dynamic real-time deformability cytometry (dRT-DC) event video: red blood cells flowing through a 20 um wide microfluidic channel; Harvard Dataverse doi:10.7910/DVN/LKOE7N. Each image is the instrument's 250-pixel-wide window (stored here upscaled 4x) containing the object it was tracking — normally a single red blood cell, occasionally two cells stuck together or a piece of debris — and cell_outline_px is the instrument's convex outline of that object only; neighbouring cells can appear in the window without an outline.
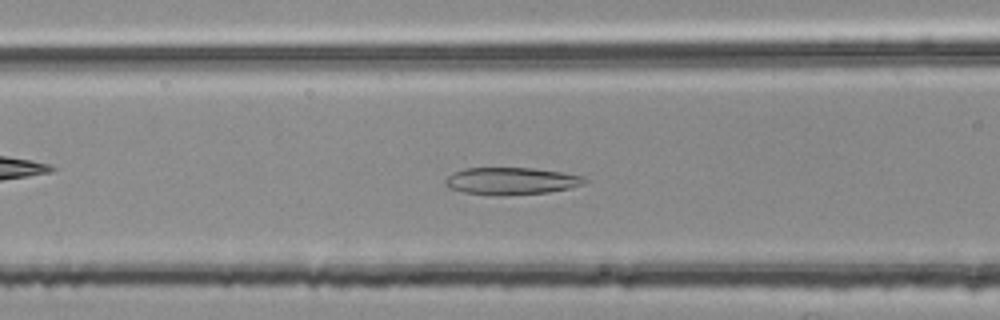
{"species": "common noctule bat (a hibernating species)", "species_latin": "Nyctalus noctula", "temperature_condition": "room temperature", "stored_images_in_passage": 39, "camera_frame_rate_fps": 3000, "um_per_image_px": 0.085, "animal": {"sex": "female", "body_mass_g": 25.1}, "frame": {"image": 1, "passage_image": 9, "time_ms": 2.667, "image_size_px": [1000, 320], "cell_outline_px": [[588, 180], [584, 184], [572, 188], [548, 192], [500, 196], [496, 196], [464, 192], [452, 188], [444, 184], [444, 180], [452, 172], [464, 168], [532, 168], [560, 172], [584, 176]], "centroid_in_image_um": [43.46, 15.39], "position_along_channel_um": 123.1, "area_um2": 22.2}}
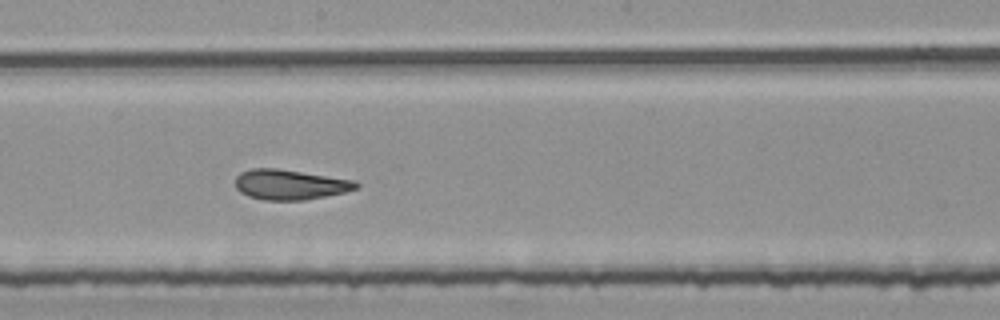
{"frame": {"image": 2, "passage_image": 17, "time_ms": 5.333, "image_size_px": [1000, 320], "cell_outline_px": [[360, 188], [344, 192], [304, 200], [264, 200], [248, 196], [240, 192], [236, 188], [236, 176], [240, 172], [252, 168], [276, 168], [356, 180], [360, 184]], "centroid_in_image_um": [24.66, 15.68], "position_along_channel_um": 223.5, "area_um2": 21.27}}
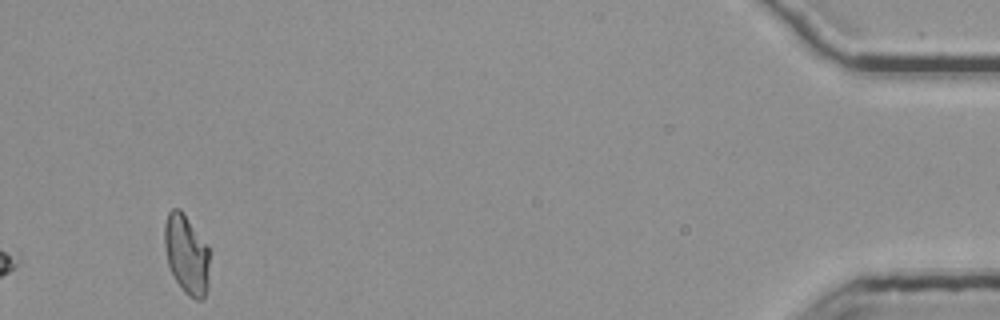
{"frame": {"image": 3, "passage_image": 39, "time_ms": 12.667, "image_size_px": [1000, 320], "cell_outline_px": [[208, 288], [204, 300], [196, 300], [188, 296], [184, 292], [176, 280], [168, 264], [164, 244], [164, 224], [168, 212], [172, 208], [180, 208], [208, 248]], "centroid_in_image_um": [15.84, 21.65], "position_along_channel_um": 419.4, "area_um2": 20.63}, "authors_computed_cell_mechanics": {"area_um2": 21.2704, "velocity_mm_per_s": 3.7655, "shape_relaxation_time_tau1_ms": null, "shape_relaxation_time_tau2_ms": 1.9615, "deformation_change_tau1": null, "deformation_change_tau2": 0.1003}}